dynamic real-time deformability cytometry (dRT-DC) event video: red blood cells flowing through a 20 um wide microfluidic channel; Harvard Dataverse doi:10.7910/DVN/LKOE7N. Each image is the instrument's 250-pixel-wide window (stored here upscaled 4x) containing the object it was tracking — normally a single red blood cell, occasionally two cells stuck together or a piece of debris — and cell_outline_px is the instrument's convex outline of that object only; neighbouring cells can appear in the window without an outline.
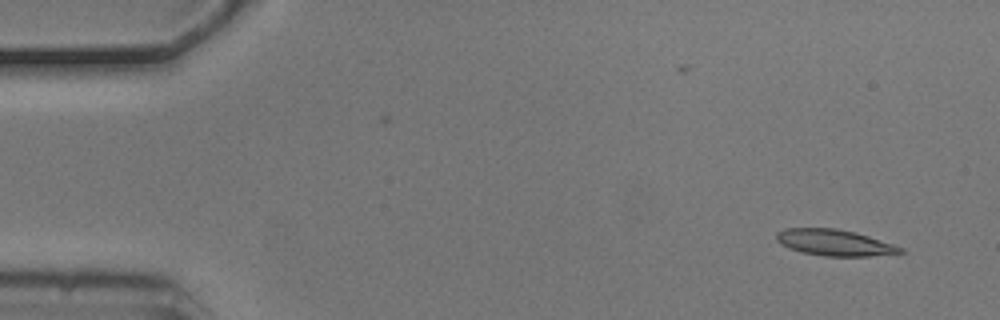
{"species": "common noctule bat (a hibernating species)", "species_latin": "Nyctalus noctula", "temperature_condition": "cold", "stored_images_in_passage": 5, "camera_frame_rate_fps": 3000, "um_per_image_px": 0.085, "animal": {"sex": "male", "body_mass_g": 20.5, "forearm_length_mm": 52.5}, "frame": {"image": 1, "passage_image": 1, "time_ms": 0.0, "image_size_px": [1000, 320], "cell_outline_px": [[904, 252], [868, 256], [824, 256], [800, 252], [788, 248], [780, 244], [776, 240], [776, 232], [784, 228], [836, 228], [856, 232], [904, 248]], "centroid_in_image_um": [70.87, 20.62], "position_along_channel_um": 14.1, "area_um2": 18.96}}
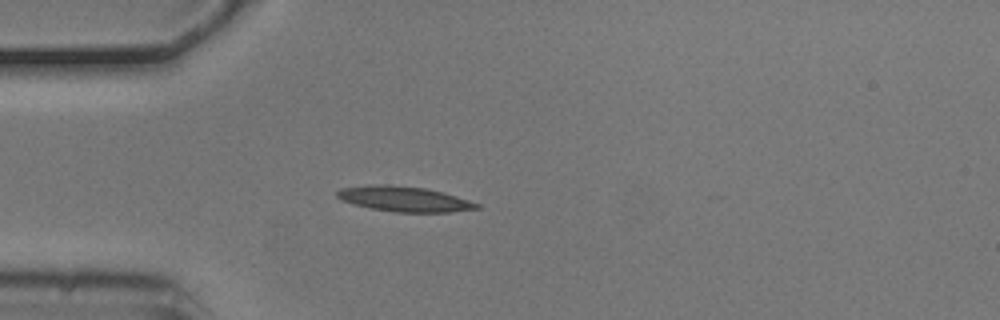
{"frame": {"image": 2, "passage_image": 4, "time_ms": 1.0, "image_size_px": [1000, 320], "cell_outline_px": [[480, 208], [448, 212], [396, 212], [372, 208], [352, 204], [336, 196], [336, 192], [340, 188], [368, 184], [388, 184], [424, 188], [444, 192], [480, 204]], "centroid_in_image_um": [34.33, 16.9], "position_along_channel_um": 50.7, "area_um2": 20.46}}